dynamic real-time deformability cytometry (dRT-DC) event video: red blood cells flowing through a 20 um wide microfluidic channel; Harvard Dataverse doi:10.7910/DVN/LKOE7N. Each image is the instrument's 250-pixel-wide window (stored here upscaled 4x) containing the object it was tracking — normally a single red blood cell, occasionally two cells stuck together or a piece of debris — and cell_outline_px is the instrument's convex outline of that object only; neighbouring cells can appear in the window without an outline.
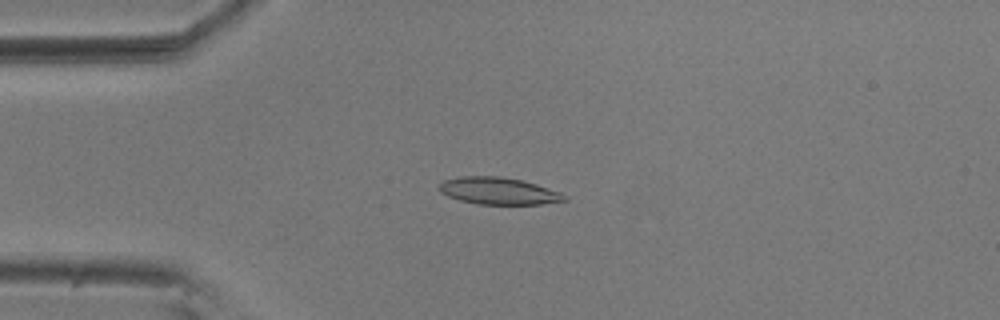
{"species": "common noctule bat (a hibernating species)", "species_latin": "Nyctalus noctula", "temperature_condition": "room temperature", "stored_images_in_passage": 53, "camera_frame_rate_fps": 3000, "um_per_image_px": 0.085, "animal": {"sex": "male", "body_mass_g": 20.5, "forearm_length_mm": 52.5}, "frame": {"image": 1, "passage_image": 12, "time_ms": 3.667, "image_size_px": [1000, 320], "cell_outline_px": [[568, 200], [540, 204], [476, 204], [460, 200], [448, 196], [440, 192], [436, 188], [444, 180], [460, 176], [500, 176], [520, 180], [536, 184], [560, 192], [568, 196]], "centroid_in_image_um": [42.35, 16.23], "position_along_channel_um": 42.6, "area_um2": 19.77}}
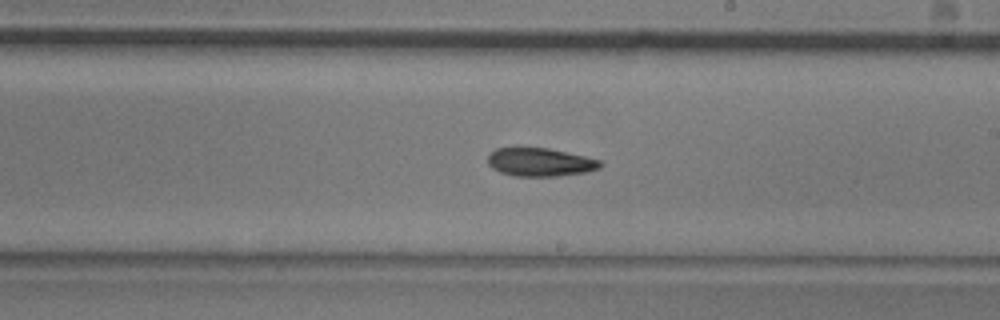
{"frame": {"image": 2, "passage_image": 30, "time_ms": 9.667, "image_size_px": [1000, 320], "cell_outline_px": [[604, 164], [600, 168], [588, 172], [556, 176], [516, 176], [500, 172], [492, 168], [488, 164], [488, 156], [496, 148], [516, 144], [548, 148], [584, 156], [600, 160]], "centroid_in_image_um": [45.87, 13.74], "position_along_channel_um": 243.1, "area_um2": 19.25}}
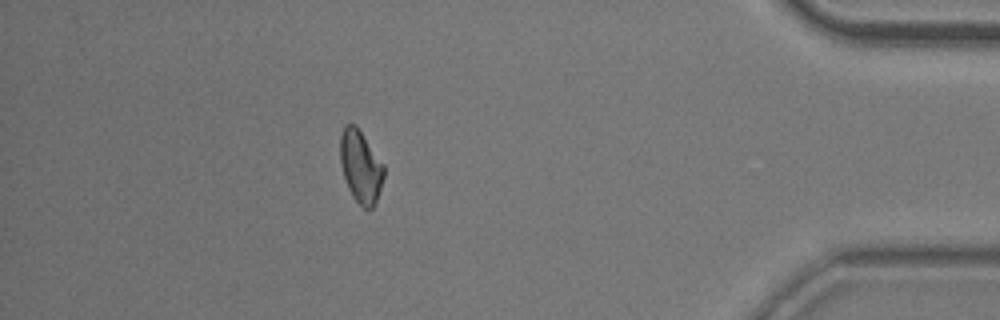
{"frame": {"image": 3, "passage_image": 47, "time_ms": 15.333, "image_size_px": [1000, 320], "cell_outline_px": [[384, 176], [376, 200], [372, 208], [364, 208], [352, 196], [348, 188], [340, 164], [340, 136], [344, 124], [356, 124], [384, 164]], "centroid_in_image_um": [30.64, 14.11], "position_along_channel_um": 404.6, "area_um2": 18.38}, "authors_computed_cell_mechanics": {"area_um2": 19.074, "velocity_mm_per_s": 3.6696, "shape_relaxation_time_tau1_ms": 4.8171, "shape_relaxation_time_tau2_ms": 11.3252, "deformation_change_tau1": 0.1373, "deformation_change_tau2": 0.1929}}